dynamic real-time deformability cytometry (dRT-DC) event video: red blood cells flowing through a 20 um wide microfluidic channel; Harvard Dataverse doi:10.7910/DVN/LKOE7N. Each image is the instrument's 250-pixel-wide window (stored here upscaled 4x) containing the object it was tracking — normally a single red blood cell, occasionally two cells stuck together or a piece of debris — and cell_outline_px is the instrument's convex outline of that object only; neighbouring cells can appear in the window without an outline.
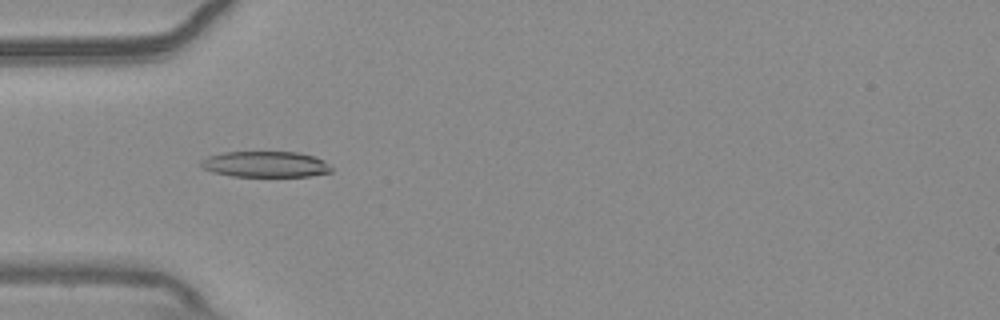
{"species": "common noctule bat (a hibernating species)", "species_latin": "Nyctalus noctula", "temperature_condition": "warm", "stored_images_in_passage": 43, "camera_frame_rate_fps": 3000, "um_per_image_px": 0.085, "animal": {"sex": "male", "body_mass_g": 20.4}, "frame": {"image": 1, "passage_image": 6, "time_ms": 1.667, "image_size_px": [1000, 320], "cell_outline_px": [[332, 172], [308, 176], [232, 176], [212, 172], [204, 168], [200, 164], [200, 160], [208, 156], [224, 152], [296, 152], [312, 156], [324, 160], [332, 168]], "centroid_in_image_um": [22.55, 13.96], "position_along_channel_um": 62.5, "area_um2": 19.59}}
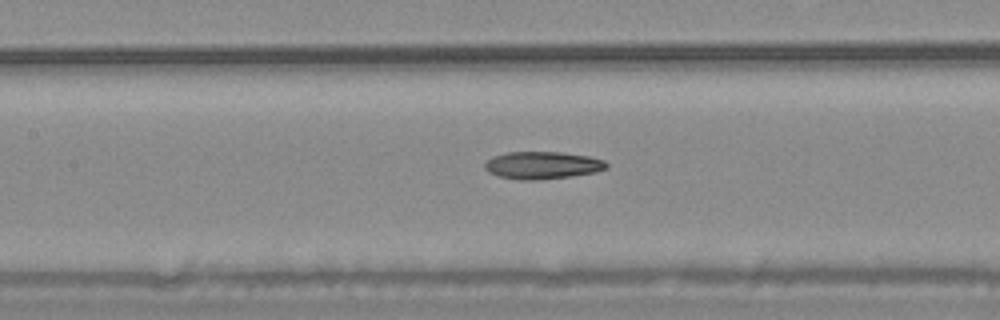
{"frame": {"image": 2, "passage_image": 14, "time_ms": 4.333, "image_size_px": [1000, 320], "cell_outline_px": [[608, 168], [596, 172], [572, 176], [540, 180], [524, 180], [496, 176], [488, 172], [484, 168], [484, 164], [492, 156], [508, 152], [560, 152], [592, 156], [604, 160], [608, 164]], "centroid_in_image_um": [46.12, 14.05], "position_along_channel_um": 161.3, "area_um2": 19.71}}
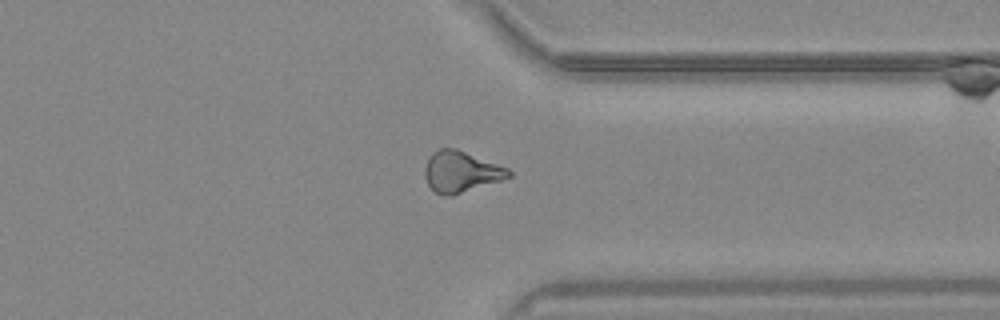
{"frame": {"image": 3, "passage_image": 31, "time_ms": 10.0, "image_size_px": [1000, 320], "cell_outline_px": [[512, 176], [504, 180], [452, 196], [444, 196], [436, 192], [428, 184], [424, 176], [424, 168], [428, 156], [432, 152], [440, 148], [456, 148], [508, 168], [512, 172]], "centroid_in_image_um": [39.19, 14.6], "position_along_channel_um": 372.2, "area_um2": 20.35}}